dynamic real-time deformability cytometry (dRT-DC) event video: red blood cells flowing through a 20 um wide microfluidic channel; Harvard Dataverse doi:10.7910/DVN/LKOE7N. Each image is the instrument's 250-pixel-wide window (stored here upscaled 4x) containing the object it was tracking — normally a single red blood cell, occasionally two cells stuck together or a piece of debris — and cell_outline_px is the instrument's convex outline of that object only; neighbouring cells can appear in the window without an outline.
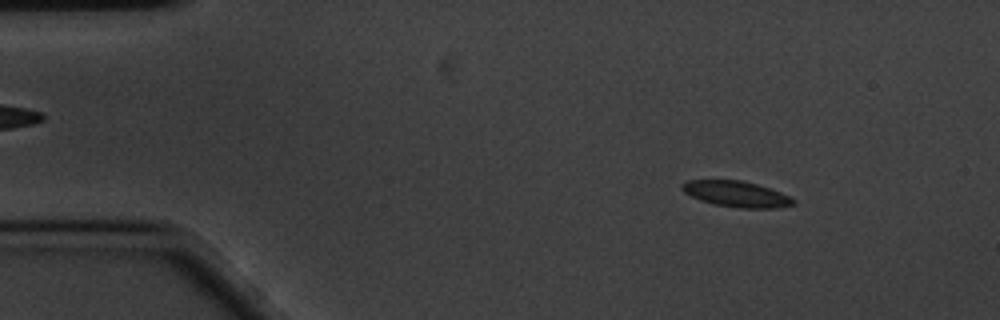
{"species": "common noctule bat (a hibernating species)", "species_latin": "Nyctalus noctula", "temperature_condition": "cold", "stored_images_in_passage": 57, "camera_frame_rate_fps": 3000, "um_per_image_px": 0.085, "animal": {"sex": "male", "body_mass_g": 20.1, "forearm_length_mm": 53.5}, "frame": {"image": 1, "passage_image": 7, "time_ms": 2.0, "image_size_px": [1000, 320], "cell_outline_px": [[796, 204], [776, 208], [740, 208], [712, 204], [700, 200], [684, 192], [680, 188], [680, 184], [688, 180], [740, 180], [756, 184], [780, 192], [796, 200]], "centroid_in_image_um": [62.57, 16.49], "position_along_channel_um": 22.4, "area_um2": 16.76}}
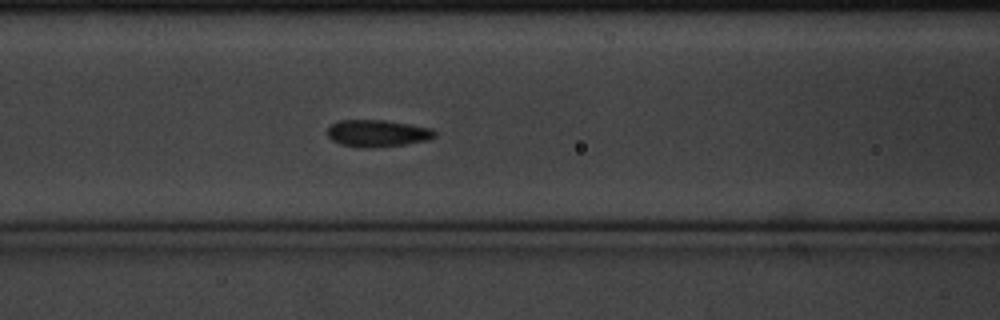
{"frame": {"image": 2, "passage_image": 23, "time_ms": 7.333, "image_size_px": [1000, 320], "cell_outline_px": [[436, 136], [428, 140], [404, 144], [368, 148], [360, 148], [340, 144], [332, 140], [328, 136], [328, 128], [332, 124], [340, 120], [384, 120], [432, 128], [436, 132]], "centroid_in_image_um": [32.08, 11.33], "position_along_channel_um": 134.5, "area_um2": 16.82}}
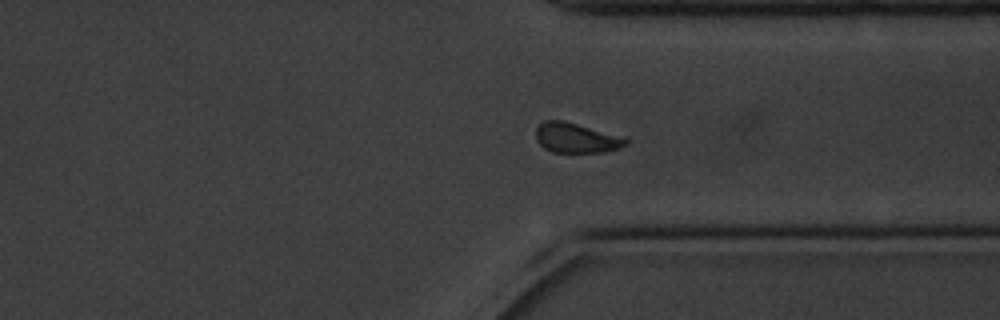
{"frame": {"image": 3, "passage_image": 43, "time_ms": 14.0, "image_size_px": [1000, 320], "cell_outline_px": [[628, 144], [620, 148], [604, 152], [552, 152], [544, 148], [536, 140], [536, 128], [544, 120], [564, 120], [628, 140]], "centroid_in_image_um": [48.9, 11.73], "position_along_channel_um": 362.5, "area_um2": 15.26}, "authors_computed_cell_mechanics": {"area_um2": 16.473, "velocity_mm_per_s": 3.423, "shape_relaxation_time_tau1_ms": 2.5487, "shape_relaxation_time_tau2_ms": 1.9587, "deformation_change_tau1": 0.0837, "deformation_change_tau2": 0.048}}